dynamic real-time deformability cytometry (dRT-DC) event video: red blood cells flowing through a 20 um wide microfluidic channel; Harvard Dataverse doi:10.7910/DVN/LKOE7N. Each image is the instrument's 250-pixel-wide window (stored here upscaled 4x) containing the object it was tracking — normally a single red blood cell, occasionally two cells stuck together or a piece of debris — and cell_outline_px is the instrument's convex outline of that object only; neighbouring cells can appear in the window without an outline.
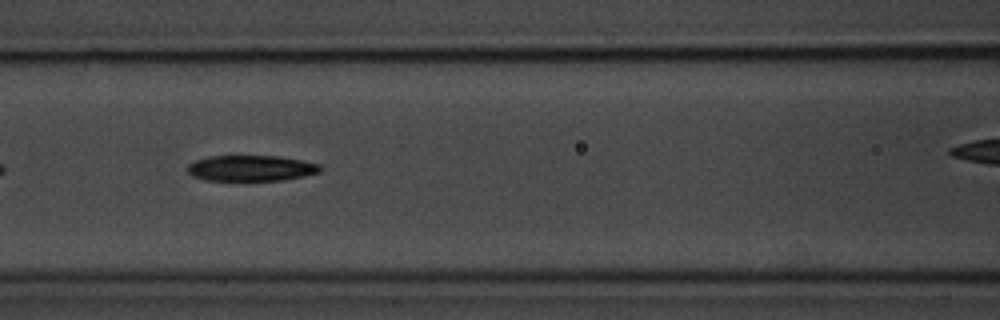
{"species": "common noctule bat (a hibernating species)", "species_latin": "Nyctalus noctula", "temperature_condition": "room temperature", "stored_images_in_passage": 10, "camera_frame_rate_fps": 3000, "um_per_image_px": 0.085, "animal": {"sex": "male", "body_mass_g": 20.1, "forearm_length_mm": 53.5}, "frame": {"image": 1, "passage_image": 7, "time_ms": 7.0, "image_size_px": [1000, 320], "cell_outline_px": [[320, 172], [304, 176], [284, 180], [204, 180], [192, 176], [188, 172], [188, 164], [196, 160], [208, 156], [280, 156], [320, 164]], "centroid_in_image_um": [21.32, 14.29], "position_along_channel_um": 145.3, "area_um2": 19.88}}